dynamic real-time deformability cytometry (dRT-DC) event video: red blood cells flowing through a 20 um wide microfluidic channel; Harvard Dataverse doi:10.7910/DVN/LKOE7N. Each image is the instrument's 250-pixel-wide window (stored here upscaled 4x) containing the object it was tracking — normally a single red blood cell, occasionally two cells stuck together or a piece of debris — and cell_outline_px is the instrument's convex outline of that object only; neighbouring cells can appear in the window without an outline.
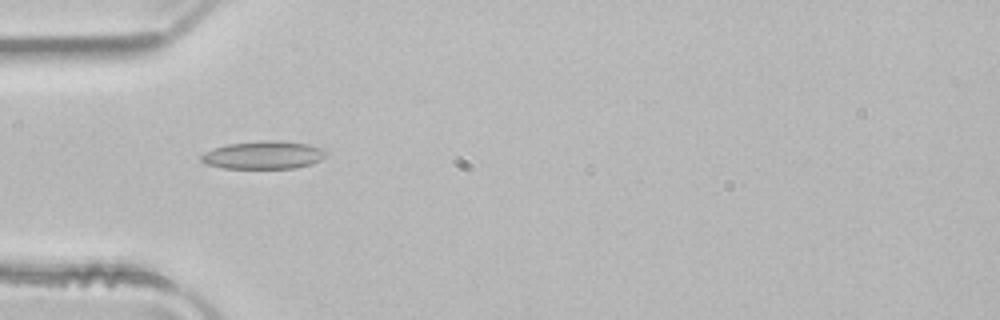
{"species": "common noctule bat (a hibernating species)", "species_latin": "Nyctalus noctula", "temperature_condition": "room temperature", "stored_images_in_passage": 47, "camera_frame_rate_fps": 3000, "um_per_image_px": 0.085, "animal": {"sex": "male", "body_mass_g": 21.5, "forearm_length_mm": 52.0}, "frame": {"image": 1, "passage_image": 12, "time_ms": 3.667, "image_size_px": [1000, 320], "cell_outline_px": [[328, 152], [320, 160], [312, 164], [296, 168], [224, 168], [208, 164], [200, 160], [200, 156], [204, 152], [212, 148], [228, 144], [268, 140], [276, 140], [308, 144], [320, 148]], "centroid_in_image_um": [22.39, 13.18], "position_along_channel_um": 62.6, "area_um2": 20.23}}
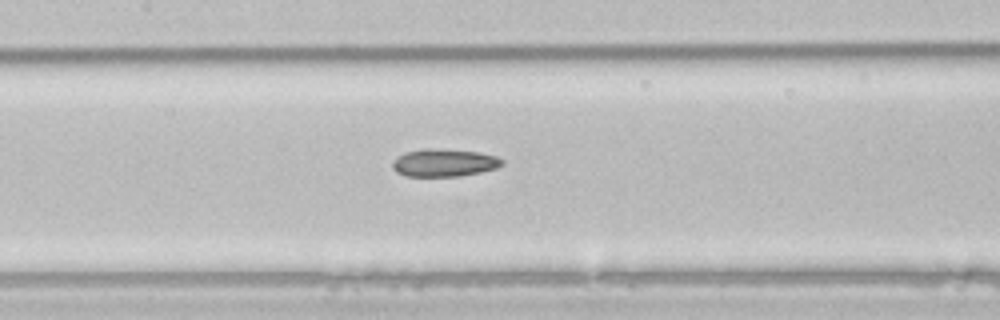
{"frame": {"image": 2, "passage_image": 20, "time_ms": 6.333, "image_size_px": [1000, 320], "cell_outline_px": [[504, 164], [496, 168], [480, 172], [460, 176], [404, 176], [396, 172], [392, 168], [392, 160], [396, 156], [404, 152], [424, 148], [436, 148], [480, 152], [496, 156], [504, 160]], "centroid_in_image_um": [37.72, 13.82], "position_along_channel_um": 169.7, "area_um2": 17.98}}
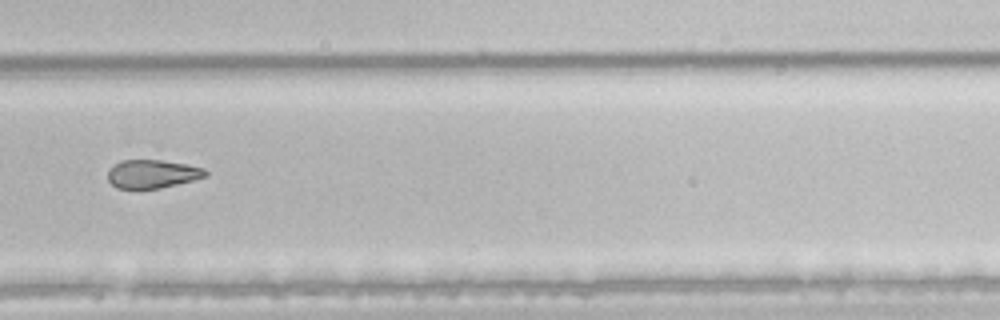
{"frame": {"image": 3, "passage_image": 31, "time_ms": 10.0, "image_size_px": [1000, 320], "cell_outline_px": [[208, 176], [196, 180], [160, 188], [140, 192], [136, 192], [116, 188], [108, 180], [108, 172], [120, 160], [160, 160], [184, 164], [204, 168], [208, 172]], "centroid_in_image_um": [12.94, 14.84], "position_along_channel_um": 316.9, "area_um2": 16.76}, "authors_computed_cell_mechanics": {"area_um2": 18.8428, "velocity_mm_per_s": 4.0431, "shape_relaxation_time_tau1_ms": null, "shape_relaxation_time_tau2_ms": 5.8203, "deformation_change_tau1": null, "deformation_change_tau2": 0.15}}